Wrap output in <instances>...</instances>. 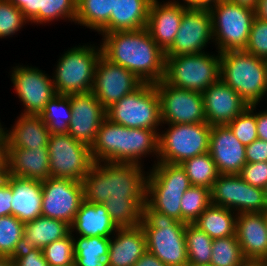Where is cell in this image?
Instances as JSON below:
<instances>
[{
    "instance_id": "cell-1",
    "label": "cell",
    "mask_w": 267,
    "mask_h": 266,
    "mask_svg": "<svg viewBox=\"0 0 267 266\" xmlns=\"http://www.w3.org/2000/svg\"><path fill=\"white\" fill-rule=\"evenodd\" d=\"M102 54L135 74L143 83L164 78L165 52L152 39L147 28L102 33Z\"/></svg>"
},
{
    "instance_id": "cell-2",
    "label": "cell",
    "mask_w": 267,
    "mask_h": 266,
    "mask_svg": "<svg viewBox=\"0 0 267 266\" xmlns=\"http://www.w3.org/2000/svg\"><path fill=\"white\" fill-rule=\"evenodd\" d=\"M141 168L134 163L95 162L81 181L83 200L103 204L109 198L146 199L147 176Z\"/></svg>"
},
{
    "instance_id": "cell-3",
    "label": "cell",
    "mask_w": 267,
    "mask_h": 266,
    "mask_svg": "<svg viewBox=\"0 0 267 266\" xmlns=\"http://www.w3.org/2000/svg\"><path fill=\"white\" fill-rule=\"evenodd\" d=\"M140 225L146 235L148 252L166 266H188L185 223L153 210L145 203Z\"/></svg>"
},
{
    "instance_id": "cell-4",
    "label": "cell",
    "mask_w": 267,
    "mask_h": 266,
    "mask_svg": "<svg viewBox=\"0 0 267 266\" xmlns=\"http://www.w3.org/2000/svg\"><path fill=\"white\" fill-rule=\"evenodd\" d=\"M220 79L235 90L248 106L258 105L267 93L264 60L245 50L220 53Z\"/></svg>"
},
{
    "instance_id": "cell-5",
    "label": "cell",
    "mask_w": 267,
    "mask_h": 266,
    "mask_svg": "<svg viewBox=\"0 0 267 266\" xmlns=\"http://www.w3.org/2000/svg\"><path fill=\"white\" fill-rule=\"evenodd\" d=\"M191 187L180 164L155 163L147 174L146 203L181 222V198Z\"/></svg>"
},
{
    "instance_id": "cell-6",
    "label": "cell",
    "mask_w": 267,
    "mask_h": 266,
    "mask_svg": "<svg viewBox=\"0 0 267 266\" xmlns=\"http://www.w3.org/2000/svg\"><path fill=\"white\" fill-rule=\"evenodd\" d=\"M102 54L101 46H77L59 59L52 78L56 94H85L92 90L95 69Z\"/></svg>"
},
{
    "instance_id": "cell-7",
    "label": "cell",
    "mask_w": 267,
    "mask_h": 266,
    "mask_svg": "<svg viewBox=\"0 0 267 266\" xmlns=\"http://www.w3.org/2000/svg\"><path fill=\"white\" fill-rule=\"evenodd\" d=\"M220 78V53L210 55L206 52L165 56L163 80L186 90L203 93Z\"/></svg>"
},
{
    "instance_id": "cell-8",
    "label": "cell",
    "mask_w": 267,
    "mask_h": 266,
    "mask_svg": "<svg viewBox=\"0 0 267 266\" xmlns=\"http://www.w3.org/2000/svg\"><path fill=\"white\" fill-rule=\"evenodd\" d=\"M106 118L128 128L157 131L162 124L159 95L155 84L143 83L132 93L106 109Z\"/></svg>"
},
{
    "instance_id": "cell-9",
    "label": "cell",
    "mask_w": 267,
    "mask_h": 266,
    "mask_svg": "<svg viewBox=\"0 0 267 266\" xmlns=\"http://www.w3.org/2000/svg\"><path fill=\"white\" fill-rule=\"evenodd\" d=\"M212 20L213 41L218 45V52L244 50L255 10L241 6L229 0H221L209 9Z\"/></svg>"
},
{
    "instance_id": "cell-10",
    "label": "cell",
    "mask_w": 267,
    "mask_h": 266,
    "mask_svg": "<svg viewBox=\"0 0 267 266\" xmlns=\"http://www.w3.org/2000/svg\"><path fill=\"white\" fill-rule=\"evenodd\" d=\"M158 134L157 163L181 164L184 160L209 152L211 127L207 122L168 124Z\"/></svg>"
},
{
    "instance_id": "cell-11",
    "label": "cell",
    "mask_w": 267,
    "mask_h": 266,
    "mask_svg": "<svg viewBox=\"0 0 267 266\" xmlns=\"http://www.w3.org/2000/svg\"><path fill=\"white\" fill-rule=\"evenodd\" d=\"M47 147L53 178L81 182L95 163L90 147L68 133H51Z\"/></svg>"
},
{
    "instance_id": "cell-12",
    "label": "cell",
    "mask_w": 267,
    "mask_h": 266,
    "mask_svg": "<svg viewBox=\"0 0 267 266\" xmlns=\"http://www.w3.org/2000/svg\"><path fill=\"white\" fill-rule=\"evenodd\" d=\"M210 195L211 204L234 210L237 214L267 210L264 189L249 185L238 174H219Z\"/></svg>"
},
{
    "instance_id": "cell-13",
    "label": "cell",
    "mask_w": 267,
    "mask_h": 266,
    "mask_svg": "<svg viewBox=\"0 0 267 266\" xmlns=\"http://www.w3.org/2000/svg\"><path fill=\"white\" fill-rule=\"evenodd\" d=\"M163 124L205 123L203 94L171 86L163 79L155 83Z\"/></svg>"
},
{
    "instance_id": "cell-14",
    "label": "cell",
    "mask_w": 267,
    "mask_h": 266,
    "mask_svg": "<svg viewBox=\"0 0 267 266\" xmlns=\"http://www.w3.org/2000/svg\"><path fill=\"white\" fill-rule=\"evenodd\" d=\"M42 192V215L71 226L83 201L81 182L50 177L42 181Z\"/></svg>"
},
{
    "instance_id": "cell-15",
    "label": "cell",
    "mask_w": 267,
    "mask_h": 266,
    "mask_svg": "<svg viewBox=\"0 0 267 266\" xmlns=\"http://www.w3.org/2000/svg\"><path fill=\"white\" fill-rule=\"evenodd\" d=\"M142 84L143 82L135 74L101 54L96 65L91 92L107 109Z\"/></svg>"
},
{
    "instance_id": "cell-16",
    "label": "cell",
    "mask_w": 267,
    "mask_h": 266,
    "mask_svg": "<svg viewBox=\"0 0 267 266\" xmlns=\"http://www.w3.org/2000/svg\"><path fill=\"white\" fill-rule=\"evenodd\" d=\"M212 39V20L209 10L187 7L174 42L165 51V56L203 53L202 49Z\"/></svg>"
},
{
    "instance_id": "cell-17",
    "label": "cell",
    "mask_w": 267,
    "mask_h": 266,
    "mask_svg": "<svg viewBox=\"0 0 267 266\" xmlns=\"http://www.w3.org/2000/svg\"><path fill=\"white\" fill-rule=\"evenodd\" d=\"M13 69L10 76L25 107L22 114L40 115L45 105L57 95L52 79L36 67L20 65Z\"/></svg>"
},
{
    "instance_id": "cell-18",
    "label": "cell",
    "mask_w": 267,
    "mask_h": 266,
    "mask_svg": "<svg viewBox=\"0 0 267 266\" xmlns=\"http://www.w3.org/2000/svg\"><path fill=\"white\" fill-rule=\"evenodd\" d=\"M68 96L72 112L68 134L91 147L100 125L106 119V109L92 92Z\"/></svg>"
},
{
    "instance_id": "cell-19",
    "label": "cell",
    "mask_w": 267,
    "mask_h": 266,
    "mask_svg": "<svg viewBox=\"0 0 267 266\" xmlns=\"http://www.w3.org/2000/svg\"><path fill=\"white\" fill-rule=\"evenodd\" d=\"M202 94L205 118L210 126L227 125L249 107L242 97L220 78Z\"/></svg>"
},
{
    "instance_id": "cell-20",
    "label": "cell",
    "mask_w": 267,
    "mask_h": 266,
    "mask_svg": "<svg viewBox=\"0 0 267 266\" xmlns=\"http://www.w3.org/2000/svg\"><path fill=\"white\" fill-rule=\"evenodd\" d=\"M209 153L219 174H238L247 163L246 146L227 125L211 127Z\"/></svg>"
},
{
    "instance_id": "cell-21",
    "label": "cell",
    "mask_w": 267,
    "mask_h": 266,
    "mask_svg": "<svg viewBox=\"0 0 267 266\" xmlns=\"http://www.w3.org/2000/svg\"><path fill=\"white\" fill-rule=\"evenodd\" d=\"M159 3L157 0L151 1L146 28L152 39L165 52L174 42L184 10L188 6L175 0Z\"/></svg>"
},
{
    "instance_id": "cell-22",
    "label": "cell",
    "mask_w": 267,
    "mask_h": 266,
    "mask_svg": "<svg viewBox=\"0 0 267 266\" xmlns=\"http://www.w3.org/2000/svg\"><path fill=\"white\" fill-rule=\"evenodd\" d=\"M49 162L48 148H6L5 173L43 181L51 177Z\"/></svg>"
},
{
    "instance_id": "cell-23",
    "label": "cell",
    "mask_w": 267,
    "mask_h": 266,
    "mask_svg": "<svg viewBox=\"0 0 267 266\" xmlns=\"http://www.w3.org/2000/svg\"><path fill=\"white\" fill-rule=\"evenodd\" d=\"M11 186L12 215L23 223L35 220L42 215V181L25 179L4 173Z\"/></svg>"
},
{
    "instance_id": "cell-24",
    "label": "cell",
    "mask_w": 267,
    "mask_h": 266,
    "mask_svg": "<svg viewBox=\"0 0 267 266\" xmlns=\"http://www.w3.org/2000/svg\"><path fill=\"white\" fill-rule=\"evenodd\" d=\"M236 236L246 259L267 257V227L264 213H240L236 219Z\"/></svg>"
},
{
    "instance_id": "cell-25",
    "label": "cell",
    "mask_w": 267,
    "mask_h": 266,
    "mask_svg": "<svg viewBox=\"0 0 267 266\" xmlns=\"http://www.w3.org/2000/svg\"><path fill=\"white\" fill-rule=\"evenodd\" d=\"M115 233L109 242L108 266H133L147 251L143 228H118Z\"/></svg>"
},
{
    "instance_id": "cell-26",
    "label": "cell",
    "mask_w": 267,
    "mask_h": 266,
    "mask_svg": "<svg viewBox=\"0 0 267 266\" xmlns=\"http://www.w3.org/2000/svg\"><path fill=\"white\" fill-rule=\"evenodd\" d=\"M5 132L6 148H48L50 130L40 115L21 114L10 131Z\"/></svg>"
},
{
    "instance_id": "cell-27",
    "label": "cell",
    "mask_w": 267,
    "mask_h": 266,
    "mask_svg": "<svg viewBox=\"0 0 267 266\" xmlns=\"http://www.w3.org/2000/svg\"><path fill=\"white\" fill-rule=\"evenodd\" d=\"M70 228L71 232L76 230L81 237L107 238L118 229L103 204H92L84 200Z\"/></svg>"
},
{
    "instance_id": "cell-28",
    "label": "cell",
    "mask_w": 267,
    "mask_h": 266,
    "mask_svg": "<svg viewBox=\"0 0 267 266\" xmlns=\"http://www.w3.org/2000/svg\"><path fill=\"white\" fill-rule=\"evenodd\" d=\"M151 1L114 0V11L108 21V33L146 28Z\"/></svg>"
},
{
    "instance_id": "cell-29",
    "label": "cell",
    "mask_w": 267,
    "mask_h": 266,
    "mask_svg": "<svg viewBox=\"0 0 267 266\" xmlns=\"http://www.w3.org/2000/svg\"><path fill=\"white\" fill-rule=\"evenodd\" d=\"M122 140L123 126L106 118L90 147L94 162L122 163Z\"/></svg>"
},
{
    "instance_id": "cell-30",
    "label": "cell",
    "mask_w": 267,
    "mask_h": 266,
    "mask_svg": "<svg viewBox=\"0 0 267 266\" xmlns=\"http://www.w3.org/2000/svg\"><path fill=\"white\" fill-rule=\"evenodd\" d=\"M70 232L68 223L41 215L33 221L24 223L23 247L43 249Z\"/></svg>"
},
{
    "instance_id": "cell-31",
    "label": "cell",
    "mask_w": 267,
    "mask_h": 266,
    "mask_svg": "<svg viewBox=\"0 0 267 266\" xmlns=\"http://www.w3.org/2000/svg\"><path fill=\"white\" fill-rule=\"evenodd\" d=\"M158 134L159 132L151 129L123 126L122 163L141 165V157L149 153L158 157Z\"/></svg>"
},
{
    "instance_id": "cell-32",
    "label": "cell",
    "mask_w": 267,
    "mask_h": 266,
    "mask_svg": "<svg viewBox=\"0 0 267 266\" xmlns=\"http://www.w3.org/2000/svg\"><path fill=\"white\" fill-rule=\"evenodd\" d=\"M234 213L228 208L210 204L193 224L212 239L233 236L236 235L237 219Z\"/></svg>"
},
{
    "instance_id": "cell-33",
    "label": "cell",
    "mask_w": 267,
    "mask_h": 266,
    "mask_svg": "<svg viewBox=\"0 0 267 266\" xmlns=\"http://www.w3.org/2000/svg\"><path fill=\"white\" fill-rule=\"evenodd\" d=\"M114 11V0H77L75 23L108 33V21Z\"/></svg>"
},
{
    "instance_id": "cell-34",
    "label": "cell",
    "mask_w": 267,
    "mask_h": 266,
    "mask_svg": "<svg viewBox=\"0 0 267 266\" xmlns=\"http://www.w3.org/2000/svg\"><path fill=\"white\" fill-rule=\"evenodd\" d=\"M76 240L73 237L74 266H108L110 238L80 236Z\"/></svg>"
},
{
    "instance_id": "cell-35",
    "label": "cell",
    "mask_w": 267,
    "mask_h": 266,
    "mask_svg": "<svg viewBox=\"0 0 267 266\" xmlns=\"http://www.w3.org/2000/svg\"><path fill=\"white\" fill-rule=\"evenodd\" d=\"M146 199H112L103 203L118 228L139 226L142 221V209Z\"/></svg>"
},
{
    "instance_id": "cell-36",
    "label": "cell",
    "mask_w": 267,
    "mask_h": 266,
    "mask_svg": "<svg viewBox=\"0 0 267 266\" xmlns=\"http://www.w3.org/2000/svg\"><path fill=\"white\" fill-rule=\"evenodd\" d=\"M185 240L188 266L209 265L212 256L213 239L194 224H186Z\"/></svg>"
},
{
    "instance_id": "cell-37",
    "label": "cell",
    "mask_w": 267,
    "mask_h": 266,
    "mask_svg": "<svg viewBox=\"0 0 267 266\" xmlns=\"http://www.w3.org/2000/svg\"><path fill=\"white\" fill-rule=\"evenodd\" d=\"M180 165L185 170L191 186L211 189L219 176L216 164L209 152L186 159Z\"/></svg>"
},
{
    "instance_id": "cell-38",
    "label": "cell",
    "mask_w": 267,
    "mask_h": 266,
    "mask_svg": "<svg viewBox=\"0 0 267 266\" xmlns=\"http://www.w3.org/2000/svg\"><path fill=\"white\" fill-rule=\"evenodd\" d=\"M50 133H68L72 118L70 98L67 95H55L40 114Z\"/></svg>"
},
{
    "instance_id": "cell-39",
    "label": "cell",
    "mask_w": 267,
    "mask_h": 266,
    "mask_svg": "<svg viewBox=\"0 0 267 266\" xmlns=\"http://www.w3.org/2000/svg\"><path fill=\"white\" fill-rule=\"evenodd\" d=\"M24 223L13 215L0 217V257L12 258L22 247Z\"/></svg>"
},
{
    "instance_id": "cell-40",
    "label": "cell",
    "mask_w": 267,
    "mask_h": 266,
    "mask_svg": "<svg viewBox=\"0 0 267 266\" xmlns=\"http://www.w3.org/2000/svg\"><path fill=\"white\" fill-rule=\"evenodd\" d=\"M210 204V189L191 186L181 198V222L193 224Z\"/></svg>"
},
{
    "instance_id": "cell-41",
    "label": "cell",
    "mask_w": 267,
    "mask_h": 266,
    "mask_svg": "<svg viewBox=\"0 0 267 266\" xmlns=\"http://www.w3.org/2000/svg\"><path fill=\"white\" fill-rule=\"evenodd\" d=\"M245 260L236 235L213 239L211 265L239 266Z\"/></svg>"
},
{
    "instance_id": "cell-42",
    "label": "cell",
    "mask_w": 267,
    "mask_h": 266,
    "mask_svg": "<svg viewBox=\"0 0 267 266\" xmlns=\"http://www.w3.org/2000/svg\"><path fill=\"white\" fill-rule=\"evenodd\" d=\"M77 15V0H41L40 11L29 21L45 24L57 19L75 21Z\"/></svg>"
},
{
    "instance_id": "cell-43",
    "label": "cell",
    "mask_w": 267,
    "mask_h": 266,
    "mask_svg": "<svg viewBox=\"0 0 267 266\" xmlns=\"http://www.w3.org/2000/svg\"><path fill=\"white\" fill-rule=\"evenodd\" d=\"M72 232L67 236L55 240L42 249L49 266H74V243Z\"/></svg>"
},
{
    "instance_id": "cell-44",
    "label": "cell",
    "mask_w": 267,
    "mask_h": 266,
    "mask_svg": "<svg viewBox=\"0 0 267 266\" xmlns=\"http://www.w3.org/2000/svg\"><path fill=\"white\" fill-rule=\"evenodd\" d=\"M254 109H256V105L249 106L243 113L227 124L235 137L244 146H247L258 139L256 114L253 113Z\"/></svg>"
},
{
    "instance_id": "cell-45",
    "label": "cell",
    "mask_w": 267,
    "mask_h": 266,
    "mask_svg": "<svg viewBox=\"0 0 267 266\" xmlns=\"http://www.w3.org/2000/svg\"><path fill=\"white\" fill-rule=\"evenodd\" d=\"M27 22L20 9L7 0H0V38L15 34Z\"/></svg>"
},
{
    "instance_id": "cell-46",
    "label": "cell",
    "mask_w": 267,
    "mask_h": 266,
    "mask_svg": "<svg viewBox=\"0 0 267 266\" xmlns=\"http://www.w3.org/2000/svg\"><path fill=\"white\" fill-rule=\"evenodd\" d=\"M251 55L261 59L267 58V22L257 17L254 18L248 42L244 49Z\"/></svg>"
},
{
    "instance_id": "cell-47",
    "label": "cell",
    "mask_w": 267,
    "mask_h": 266,
    "mask_svg": "<svg viewBox=\"0 0 267 266\" xmlns=\"http://www.w3.org/2000/svg\"><path fill=\"white\" fill-rule=\"evenodd\" d=\"M238 175L249 185L264 189L267 186V161L246 163Z\"/></svg>"
},
{
    "instance_id": "cell-48",
    "label": "cell",
    "mask_w": 267,
    "mask_h": 266,
    "mask_svg": "<svg viewBox=\"0 0 267 266\" xmlns=\"http://www.w3.org/2000/svg\"><path fill=\"white\" fill-rule=\"evenodd\" d=\"M12 258L15 266H49L41 248L22 247Z\"/></svg>"
},
{
    "instance_id": "cell-49",
    "label": "cell",
    "mask_w": 267,
    "mask_h": 266,
    "mask_svg": "<svg viewBox=\"0 0 267 266\" xmlns=\"http://www.w3.org/2000/svg\"><path fill=\"white\" fill-rule=\"evenodd\" d=\"M247 163L267 161V141L256 139L246 146Z\"/></svg>"
},
{
    "instance_id": "cell-50",
    "label": "cell",
    "mask_w": 267,
    "mask_h": 266,
    "mask_svg": "<svg viewBox=\"0 0 267 266\" xmlns=\"http://www.w3.org/2000/svg\"><path fill=\"white\" fill-rule=\"evenodd\" d=\"M11 198H13L11 186L3 177L0 180V217L12 215Z\"/></svg>"
},
{
    "instance_id": "cell-51",
    "label": "cell",
    "mask_w": 267,
    "mask_h": 266,
    "mask_svg": "<svg viewBox=\"0 0 267 266\" xmlns=\"http://www.w3.org/2000/svg\"><path fill=\"white\" fill-rule=\"evenodd\" d=\"M23 13V16L30 21L41 9V0H7Z\"/></svg>"
},
{
    "instance_id": "cell-52",
    "label": "cell",
    "mask_w": 267,
    "mask_h": 266,
    "mask_svg": "<svg viewBox=\"0 0 267 266\" xmlns=\"http://www.w3.org/2000/svg\"><path fill=\"white\" fill-rule=\"evenodd\" d=\"M256 127L258 139L267 141V110L256 112Z\"/></svg>"
},
{
    "instance_id": "cell-53",
    "label": "cell",
    "mask_w": 267,
    "mask_h": 266,
    "mask_svg": "<svg viewBox=\"0 0 267 266\" xmlns=\"http://www.w3.org/2000/svg\"><path fill=\"white\" fill-rule=\"evenodd\" d=\"M133 266H166L158 257L146 251Z\"/></svg>"
},
{
    "instance_id": "cell-54",
    "label": "cell",
    "mask_w": 267,
    "mask_h": 266,
    "mask_svg": "<svg viewBox=\"0 0 267 266\" xmlns=\"http://www.w3.org/2000/svg\"><path fill=\"white\" fill-rule=\"evenodd\" d=\"M184 3L190 8L210 9L221 0H183ZM213 3V4H212Z\"/></svg>"
},
{
    "instance_id": "cell-55",
    "label": "cell",
    "mask_w": 267,
    "mask_h": 266,
    "mask_svg": "<svg viewBox=\"0 0 267 266\" xmlns=\"http://www.w3.org/2000/svg\"><path fill=\"white\" fill-rule=\"evenodd\" d=\"M255 16L267 22V0H259L255 9Z\"/></svg>"
},
{
    "instance_id": "cell-56",
    "label": "cell",
    "mask_w": 267,
    "mask_h": 266,
    "mask_svg": "<svg viewBox=\"0 0 267 266\" xmlns=\"http://www.w3.org/2000/svg\"><path fill=\"white\" fill-rule=\"evenodd\" d=\"M6 144L5 134H0V165H5Z\"/></svg>"
},
{
    "instance_id": "cell-57",
    "label": "cell",
    "mask_w": 267,
    "mask_h": 266,
    "mask_svg": "<svg viewBox=\"0 0 267 266\" xmlns=\"http://www.w3.org/2000/svg\"><path fill=\"white\" fill-rule=\"evenodd\" d=\"M229 1L255 10L259 0H229Z\"/></svg>"
},
{
    "instance_id": "cell-58",
    "label": "cell",
    "mask_w": 267,
    "mask_h": 266,
    "mask_svg": "<svg viewBox=\"0 0 267 266\" xmlns=\"http://www.w3.org/2000/svg\"><path fill=\"white\" fill-rule=\"evenodd\" d=\"M0 266H15L13 258L0 257Z\"/></svg>"
},
{
    "instance_id": "cell-59",
    "label": "cell",
    "mask_w": 267,
    "mask_h": 266,
    "mask_svg": "<svg viewBox=\"0 0 267 266\" xmlns=\"http://www.w3.org/2000/svg\"><path fill=\"white\" fill-rule=\"evenodd\" d=\"M239 266H261L260 260H251V259H246L242 264Z\"/></svg>"
},
{
    "instance_id": "cell-60",
    "label": "cell",
    "mask_w": 267,
    "mask_h": 266,
    "mask_svg": "<svg viewBox=\"0 0 267 266\" xmlns=\"http://www.w3.org/2000/svg\"><path fill=\"white\" fill-rule=\"evenodd\" d=\"M5 173V165H0V180L3 178Z\"/></svg>"
},
{
    "instance_id": "cell-61",
    "label": "cell",
    "mask_w": 267,
    "mask_h": 266,
    "mask_svg": "<svg viewBox=\"0 0 267 266\" xmlns=\"http://www.w3.org/2000/svg\"><path fill=\"white\" fill-rule=\"evenodd\" d=\"M261 266H267V257L260 260Z\"/></svg>"
},
{
    "instance_id": "cell-62",
    "label": "cell",
    "mask_w": 267,
    "mask_h": 266,
    "mask_svg": "<svg viewBox=\"0 0 267 266\" xmlns=\"http://www.w3.org/2000/svg\"><path fill=\"white\" fill-rule=\"evenodd\" d=\"M265 203L267 206V186L264 188Z\"/></svg>"
},
{
    "instance_id": "cell-63",
    "label": "cell",
    "mask_w": 267,
    "mask_h": 266,
    "mask_svg": "<svg viewBox=\"0 0 267 266\" xmlns=\"http://www.w3.org/2000/svg\"><path fill=\"white\" fill-rule=\"evenodd\" d=\"M4 128H2V125H1V123H0V134H5V132H4Z\"/></svg>"
},
{
    "instance_id": "cell-64",
    "label": "cell",
    "mask_w": 267,
    "mask_h": 266,
    "mask_svg": "<svg viewBox=\"0 0 267 266\" xmlns=\"http://www.w3.org/2000/svg\"><path fill=\"white\" fill-rule=\"evenodd\" d=\"M265 67H266V78H267V58L264 59Z\"/></svg>"
},
{
    "instance_id": "cell-65",
    "label": "cell",
    "mask_w": 267,
    "mask_h": 266,
    "mask_svg": "<svg viewBox=\"0 0 267 266\" xmlns=\"http://www.w3.org/2000/svg\"><path fill=\"white\" fill-rule=\"evenodd\" d=\"M265 214V221H266V227H267V210L264 212Z\"/></svg>"
}]
</instances>
